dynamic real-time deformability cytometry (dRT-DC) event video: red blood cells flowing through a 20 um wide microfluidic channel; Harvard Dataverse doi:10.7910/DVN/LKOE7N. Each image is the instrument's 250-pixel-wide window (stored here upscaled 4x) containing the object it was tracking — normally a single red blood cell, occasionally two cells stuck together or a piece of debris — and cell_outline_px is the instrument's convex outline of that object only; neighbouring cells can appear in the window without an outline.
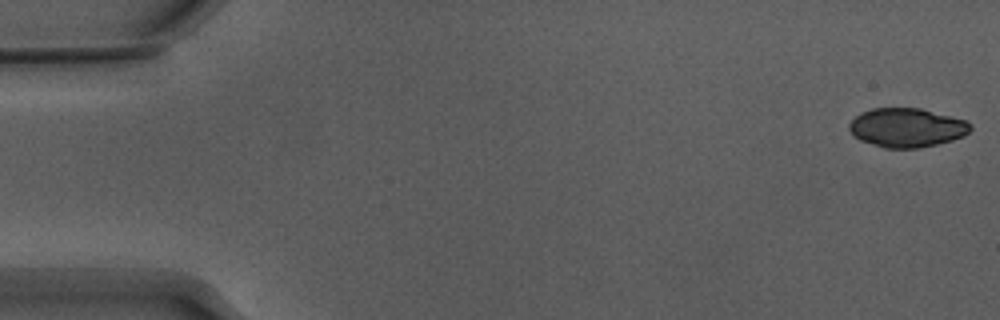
{"species": "Egyptian fruit bat (a non-hibernating species)", "species_latin": "Rousettus aegyptiacus", "temperature_condition": "warm", "stored_images_in_passage": 51, "camera_frame_rate_fps": 3000, "um_per_image_px": 0.085, "animal": {"sex": "male"}, "frame": {"image": 1, "passage_image": 1, "time_ms": 0.0, "image_size_px": [1000, 320], "cell_outline_px": [[972, 128], [964, 136], [952, 140], [920, 148], [884, 148], [860, 140], [852, 136], [848, 128], [848, 124], [860, 112], [872, 108], [920, 108], [964, 120], [972, 124]], "centroid_in_image_um": [77.04, 10.85], "position_along_channel_um": 8.0, "area_um2": 27.63}}
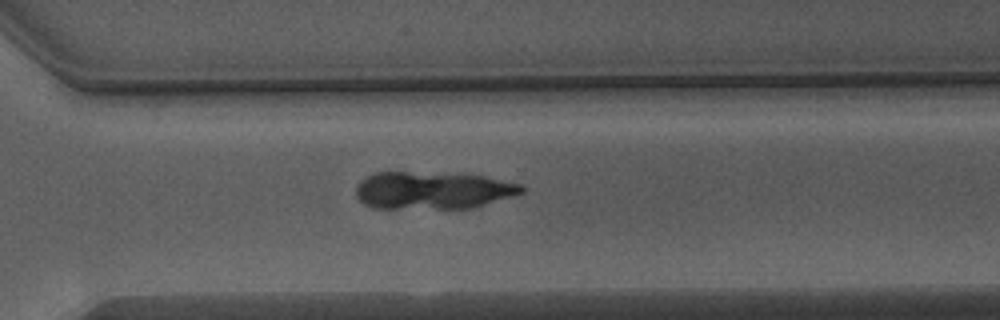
{"frame": {"image": 2, "passage_image": 38, "time_ms": 12.333, "image_size_px": [1000, 320], "cell_outline_px": [[524, 192], [512, 196], [472, 208], [372, 208], [364, 204], [356, 196], [356, 188], [360, 180], [364, 176], [376, 172], [408, 172], [484, 176], [520, 184], [524, 188]], "centroid_in_image_um": [36.72, 16.19], "position_along_channel_um": 333.9, "area_um2": 35.89}}
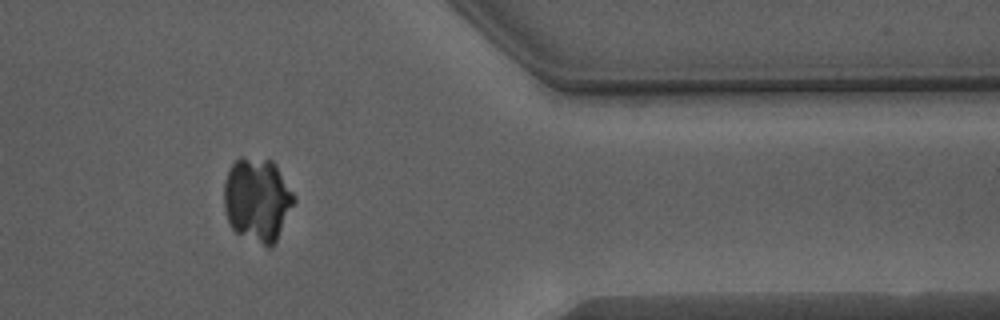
{"frame": {"image": 3, "passage_image": 44, "time_ms": 14.333, "image_size_px": [1000, 320], "cell_outline_px": [[296, 200], [272, 248], [268, 248], [236, 232], [228, 224], [224, 208], [224, 184], [228, 168], [240, 156], [244, 156], [272, 160], [276, 164], [292, 192]], "centroid_in_image_um": [21.85, 16.96], "position_along_channel_um": 389.6, "area_um2": 34.39}}